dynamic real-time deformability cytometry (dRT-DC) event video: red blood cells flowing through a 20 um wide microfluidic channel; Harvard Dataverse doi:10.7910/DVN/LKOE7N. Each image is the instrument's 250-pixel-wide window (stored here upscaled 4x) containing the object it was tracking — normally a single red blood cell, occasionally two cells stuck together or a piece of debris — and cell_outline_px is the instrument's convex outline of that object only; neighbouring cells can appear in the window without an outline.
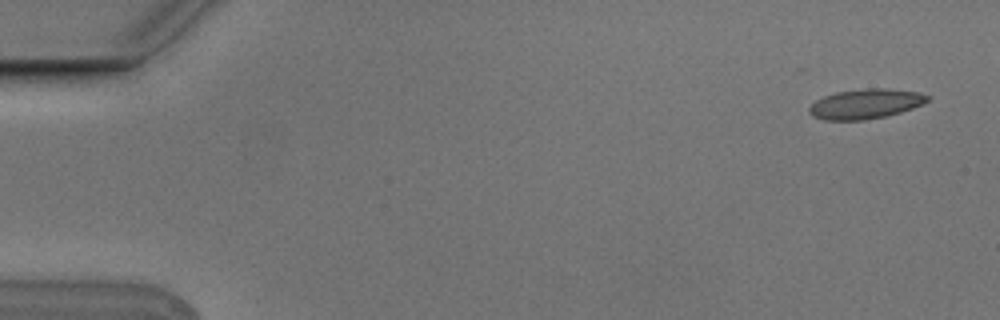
{"species": "Egyptian fruit bat (a non-hibernating species)", "species_latin": "Rousettus aegyptiacus", "temperature_condition": "cold", "stored_images_in_passage": 6, "segment_of_instrument_passage": [1, 2], "camera_frame_rate_fps": 3000, "um_per_image_px": 0.085, "animal": {"sex": "male"}, "frame": {"image": 1, "passage_image": 1, "time_ms": 0.0, "image_size_px": [1000, 320], "cell_outline_px": [[932, 96], [928, 100], [912, 108], [900, 112], [884, 116], [864, 120], [824, 120], [812, 116], [808, 112], [808, 108], [816, 100], [824, 96], [836, 92], [868, 88], [884, 88], [920, 92]], "centroid_in_image_um": [73.55, 8.82], "position_along_channel_um": 11.4, "area_um2": 20.46}}